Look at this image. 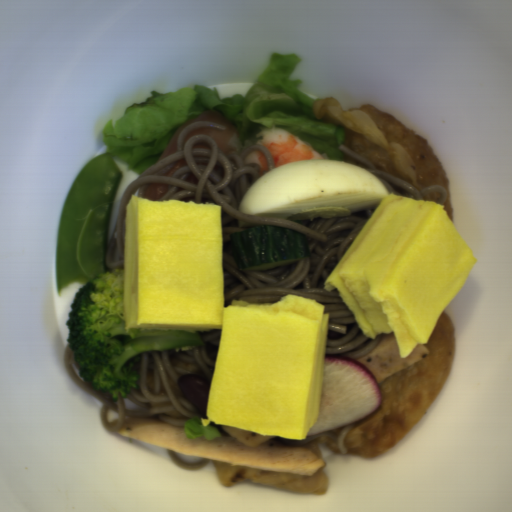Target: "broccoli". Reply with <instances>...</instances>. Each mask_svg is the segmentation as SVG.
Segmentation results:
<instances>
[{"instance_id":"obj_1","label":"broccoli","mask_w":512,"mask_h":512,"mask_svg":"<svg viewBox=\"0 0 512 512\" xmlns=\"http://www.w3.org/2000/svg\"><path fill=\"white\" fill-rule=\"evenodd\" d=\"M124 270L106 272L77 289L66 343L81 380L112 399L138 387L134 365L144 352L205 347L199 333L181 330L126 331Z\"/></svg>"}]
</instances>
